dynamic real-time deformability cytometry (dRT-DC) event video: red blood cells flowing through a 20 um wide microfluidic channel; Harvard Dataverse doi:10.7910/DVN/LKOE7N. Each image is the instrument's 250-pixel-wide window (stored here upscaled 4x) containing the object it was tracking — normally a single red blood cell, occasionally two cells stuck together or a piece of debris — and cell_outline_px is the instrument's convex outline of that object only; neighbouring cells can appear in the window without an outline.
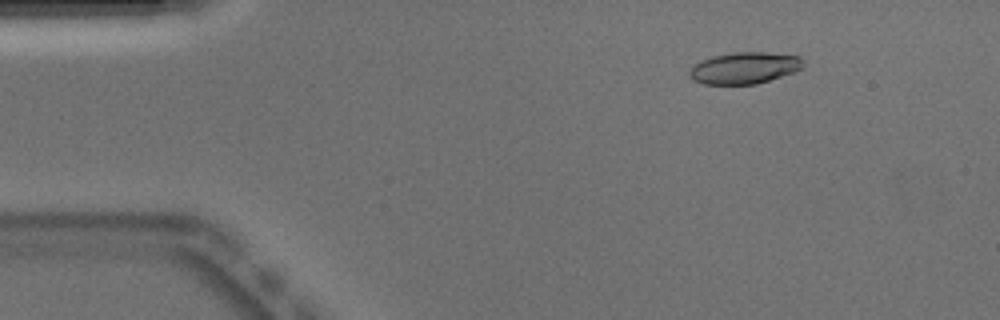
{"species": "Egyptian fruit bat (a non-hibernating species)", "species_latin": "Rousettus aegyptiacus", "temperature_condition": "warm", "stored_images_in_passage": 3, "camera_frame_rate_fps": 3000, "um_per_image_px": 0.085, "animal": {"sex": "male"}, "frame": {"image": 1, "passage_image": 3, "time_ms": 0.667, "image_size_px": [1000, 320], "cell_outline_px": [[804, 68], [796, 72], [756, 84], [704, 84], [692, 80], [688, 76], [688, 72], [700, 60], [712, 56], [732, 52], [768, 52], [800, 56], [804, 60]], "centroid_in_image_um": [63.31, 5.77], "position_along_channel_um": 21.7, "area_um2": 21.27}}